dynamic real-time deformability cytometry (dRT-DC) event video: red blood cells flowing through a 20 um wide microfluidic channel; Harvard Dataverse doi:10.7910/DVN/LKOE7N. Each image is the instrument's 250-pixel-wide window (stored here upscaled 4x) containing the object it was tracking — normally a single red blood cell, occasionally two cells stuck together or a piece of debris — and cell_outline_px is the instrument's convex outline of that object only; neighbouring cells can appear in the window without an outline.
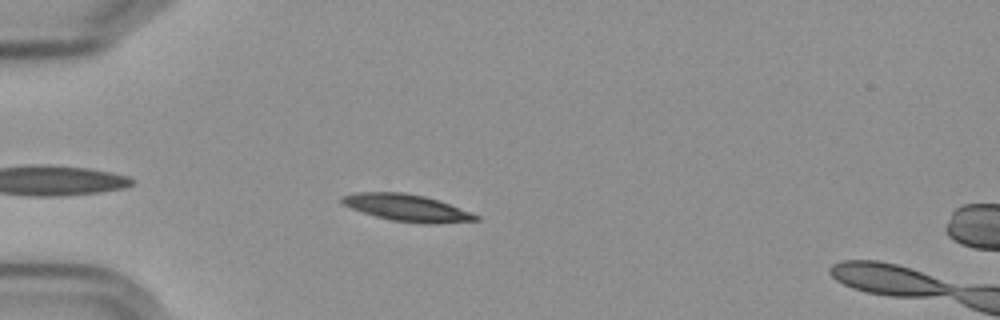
{"species": "Egyptian fruit bat (a non-hibernating species)", "species_latin": "Rousettus aegyptiacus", "temperature_condition": "cold", "stored_images_in_passage": 46, "camera_frame_rate_fps": 3000, "um_per_image_px": 0.085, "frame": {"image": 1, "passage_image": 5, "time_ms": 1.333, "image_size_px": [1000, 320], "cell_outline_px": [[480, 220], [436, 224], [424, 224], [392, 220], [376, 216], [352, 208], [344, 204], [340, 200], [340, 196], [356, 192], [404, 192], [424, 196], [448, 204], [480, 216]], "centroid_in_image_um": [34.58, 17.66], "position_along_channel_um": 50.4, "area_um2": 20.75}}
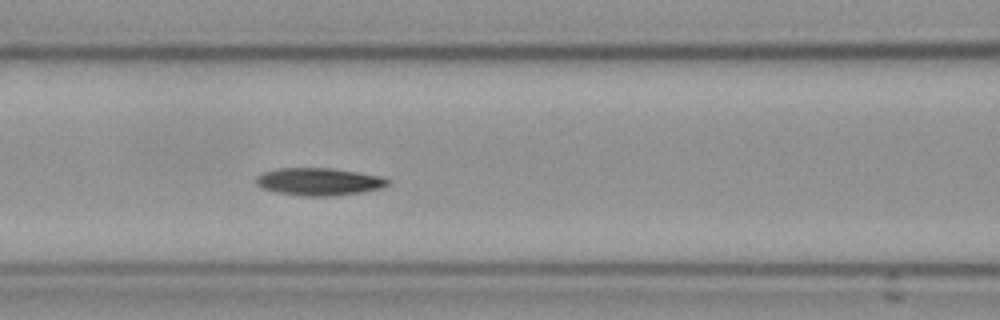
{"frame": {"image": 2, "passage_image": 14, "time_ms": 4.333, "image_size_px": [1000, 320], "cell_outline_px": [[388, 184], [380, 188], [360, 192], [332, 196], [304, 196], [276, 192], [264, 188], [256, 184], [256, 176], [264, 172], [280, 168], [332, 168], [380, 176], [388, 180]], "centroid_in_image_um": [27.07, 15.44], "position_along_channel_um": 139.5, "area_um2": 20.81}}
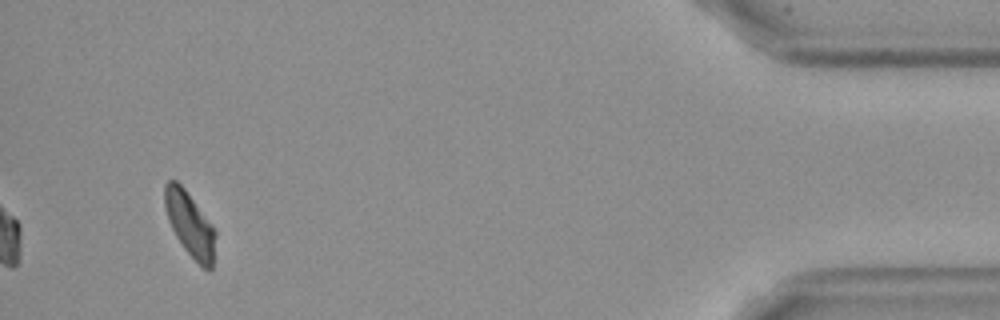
{"frame": {"image": 3, "passage_image": 43, "time_ms": 14.0, "image_size_px": [1000, 320], "cell_outline_px": [[216, 236], [212, 268], [204, 268], [184, 248], [176, 236], [168, 220], [164, 204], [164, 184], [168, 180], [176, 180], [184, 188], [212, 224], [216, 232]], "centroid_in_image_um": [16.13, 19.02], "position_along_channel_um": 419.1, "area_um2": 18.79}, "authors_computed_cell_mechanics": {"area_um2": 20.6057, "velocity_mm_per_s": 3.5688, "shape_relaxation_time_tau1_ms": 3.177, "shape_relaxation_time_tau2_ms": null, "deformation_change_tau1": 0.1191, "deformation_change_tau2": null}}